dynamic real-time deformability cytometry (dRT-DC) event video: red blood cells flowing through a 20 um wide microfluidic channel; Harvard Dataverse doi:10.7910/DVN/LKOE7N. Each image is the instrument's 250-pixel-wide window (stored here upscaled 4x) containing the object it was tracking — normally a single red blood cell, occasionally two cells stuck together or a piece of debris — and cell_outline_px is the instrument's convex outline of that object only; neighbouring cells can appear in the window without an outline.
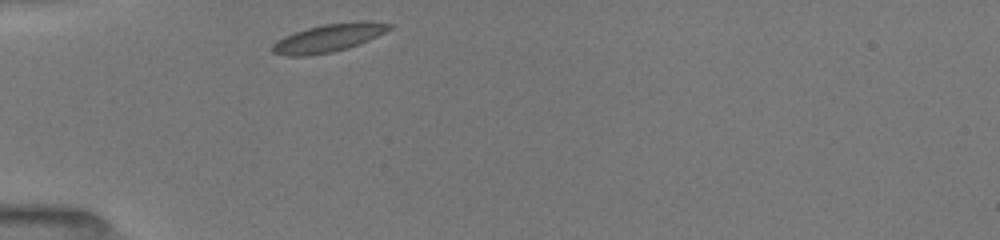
{"species": "common noctule bat (a hibernating species)", "species_latin": "Nyctalus noctula", "temperature_condition": "room temperature", "stored_images_in_passage": 30, "camera_frame_rate_fps": 3000, "um_per_image_px": 0.085, "animal": {"sex": "female", "body_mass_g": 19.5, "forearm_length_mm": 54.1}, "frame": {"image": 1, "passage_image": 1, "time_ms": 0.0, "image_size_px": [1000, 240], "cell_outline_px": [[392, 28], [360, 44], [348, 48], [332, 52], [308, 56], [288, 56], [272, 52], [272, 44], [276, 40], [284, 36], [308, 28], [324, 24], [356, 20], [360, 20], [392, 24]], "centroid_in_image_um": [27.92, 3.22], "position_along_channel_um": 57.1, "area_um2": 19.07}}
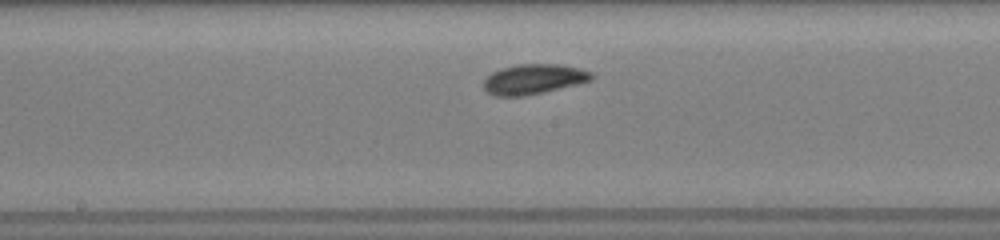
{"frame": {"image": 2, "passage_image": 13, "time_ms": 4.0, "image_size_px": [1000, 240], "cell_outline_px": [[596, 76], [592, 80], [544, 92], [524, 96], [496, 96], [488, 92], [484, 88], [484, 80], [492, 72], [500, 68], [516, 64], [560, 64], [580, 68], [592, 72]], "centroid_in_image_um": [45.38, 6.71], "position_along_channel_um": 202.8, "area_um2": 18.96}}
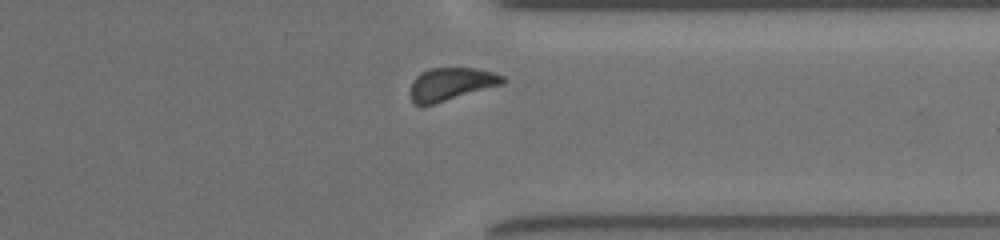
{"frame": {"image": 3, "passage_image": 26, "time_ms": 8.333, "image_size_px": [1000, 240], "cell_outline_px": [[508, 80], [504, 84], [432, 104], [416, 104], [412, 100], [408, 92], [412, 80], [420, 72], [428, 68], [476, 68], [492, 72], [504, 76]], "centroid_in_image_um": [38.34, 7.12], "position_along_channel_um": 373.1, "area_um2": 17.74}, "authors_computed_cell_mechanics": {"area_um2": 18.0625, "velocity_mm_per_s": 3.9377, "shape_relaxation_time_tau1_ms": null, "shape_relaxation_time_tau2_ms": 4.4069, "deformation_change_tau1": null, "deformation_change_tau2": 0.0754}}